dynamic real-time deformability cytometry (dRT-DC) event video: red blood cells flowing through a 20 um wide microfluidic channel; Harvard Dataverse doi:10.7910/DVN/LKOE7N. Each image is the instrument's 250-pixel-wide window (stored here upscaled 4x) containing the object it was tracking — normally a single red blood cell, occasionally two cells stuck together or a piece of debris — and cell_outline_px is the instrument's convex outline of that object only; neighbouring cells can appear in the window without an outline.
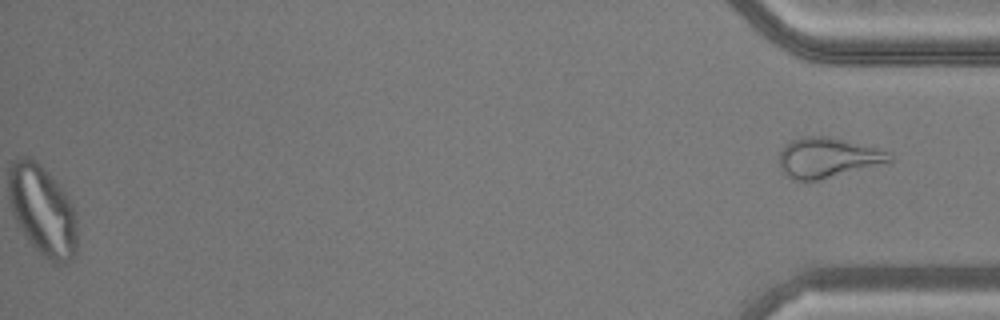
{"species": "common noctule bat (a hibernating species)", "species_latin": "Nyctalus noctula", "temperature_condition": "warm", "stored_images_in_passage": 45, "segment_of_instrument_passage": [2, 2], "camera_frame_rate_fps": 3000, "um_per_image_px": 0.085, "animal": {"sex": "male", "body_mass_g": 20.5, "forearm_length_mm": 52.5}, "frame": {"image": 1, "passage_image": 45, "time_ms": 14.667, "image_size_px": [1000, 320], "cell_outline_px": [[892, 160], [820, 180], [792, 180], [780, 168], [780, 152], [784, 144], [792, 140], [804, 136], [828, 136], [876, 148], [888, 152], [892, 156]], "centroid_in_image_um": [70.28, 13.39], "position_along_channel_um": 364.9, "area_um2": 25.2}}